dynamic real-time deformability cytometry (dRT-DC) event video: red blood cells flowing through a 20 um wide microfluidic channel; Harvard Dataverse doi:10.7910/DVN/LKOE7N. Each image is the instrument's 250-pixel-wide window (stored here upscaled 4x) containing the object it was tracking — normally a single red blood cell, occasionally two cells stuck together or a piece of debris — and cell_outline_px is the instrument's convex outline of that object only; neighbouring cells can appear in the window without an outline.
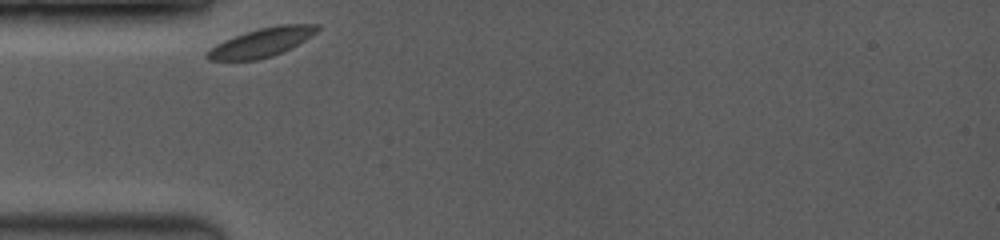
{"species": "common noctule bat (a hibernating species)", "species_latin": "Nyctalus noctula", "temperature_condition": "room temperature", "stored_images_in_passage": 21, "camera_frame_rate_fps": 3500, "um_per_image_px": 0.085, "animal": {"sex": "female", "body_mass_g": 19.0, "forearm_length_mm": 53.3}, "frame": {"image": 1, "passage_image": 1, "time_ms": 0.0, "image_size_px": [1000, 240], "cell_outline_px": [[320, 28], [316, 32], [304, 40], [284, 52], [272, 56], [256, 60], [208, 60], [204, 56], [204, 52], [216, 44], [224, 40], [260, 28], [280, 24], [320, 24]], "centroid_in_image_um": [22.22, 3.62], "position_along_channel_um": 62.8, "area_um2": 18.38}}
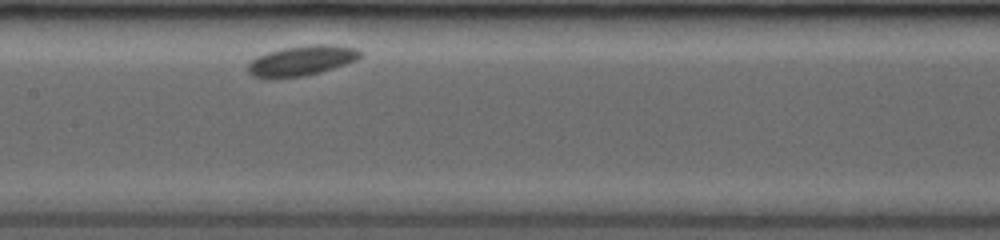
{"frame": {"image": 2, "passage_image": 12, "time_ms": 3.429, "image_size_px": [1000, 240], "cell_outline_px": [[364, 52], [356, 60], [320, 72], [304, 76], [272, 80], [252, 76], [248, 72], [248, 64], [256, 56], [268, 52], [284, 48], [308, 44], [336, 44], [356, 48]], "centroid_in_image_um": [25.62, 5.16], "position_along_channel_um": 181.8, "area_um2": 20.06}}
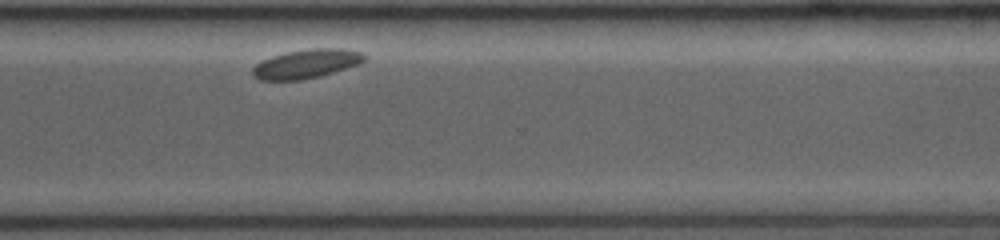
{"frame": {"image": 3, "passage_image": 21, "time_ms": 8.0, "image_size_px": [1000, 240], "cell_outline_px": [[368, 56], [360, 64], [320, 76], [300, 80], [260, 80], [252, 76], [252, 68], [256, 64], [272, 56], [284, 52], [308, 48], [344, 48], [364, 52]], "centroid_in_image_um": [26.08, 5.41], "position_along_channel_um": 344.5, "area_um2": 19.13}}